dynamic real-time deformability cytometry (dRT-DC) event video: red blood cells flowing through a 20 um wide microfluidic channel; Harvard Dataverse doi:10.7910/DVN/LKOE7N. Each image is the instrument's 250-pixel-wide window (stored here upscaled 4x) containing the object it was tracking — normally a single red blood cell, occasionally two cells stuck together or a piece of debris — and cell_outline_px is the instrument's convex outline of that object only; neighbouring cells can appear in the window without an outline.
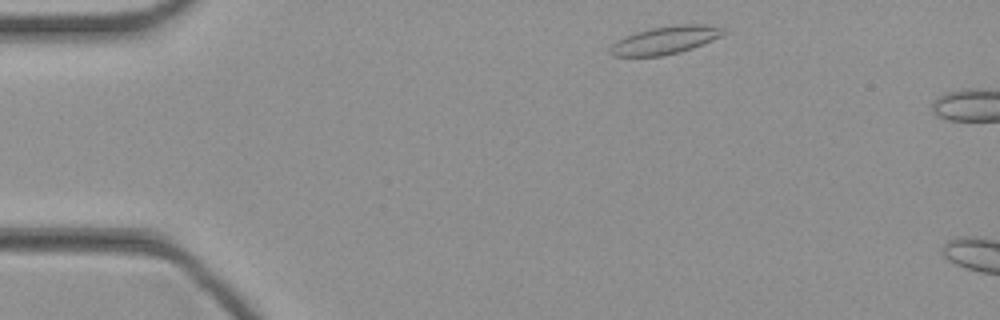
{"species": "common noctule bat (a hibernating species)", "species_latin": "Nyctalus noctula", "temperature_condition": "cold", "stored_images_in_passage": 6, "camera_frame_rate_fps": 3000, "um_per_image_px": 0.085, "animal": {"sex": "female", "body_mass_g": 21.9}, "frame": {"image": 1, "passage_image": 3, "time_ms": 0.667, "image_size_px": [1000, 320], "cell_outline_px": [[728, 32], [712, 40], [692, 48], [680, 52], [660, 56], [612, 56], [608, 52], [608, 48], [616, 40], [636, 32], [652, 28], [676, 24], [704, 24], [720, 28]], "centroid_in_image_um": [56.5, 3.42], "position_along_channel_um": 28.5, "area_um2": 18.32}}